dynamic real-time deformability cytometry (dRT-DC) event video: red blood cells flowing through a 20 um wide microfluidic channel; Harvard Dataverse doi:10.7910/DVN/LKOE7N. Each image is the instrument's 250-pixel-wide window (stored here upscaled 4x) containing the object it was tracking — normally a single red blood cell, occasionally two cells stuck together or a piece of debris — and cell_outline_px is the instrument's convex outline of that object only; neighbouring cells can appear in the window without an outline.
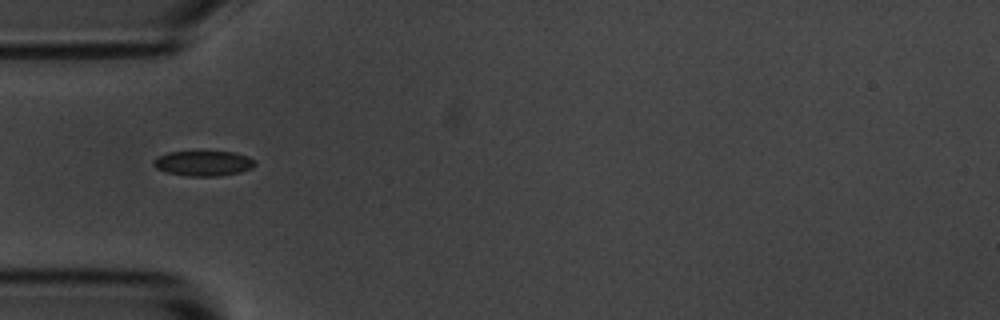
{"species": "common noctule bat (a hibernating species)", "species_latin": "Nyctalus noctula", "temperature_condition": "room temperature", "stored_images_in_passage": 8, "camera_frame_rate_fps": 3000, "um_per_image_px": 0.085, "animal": {"sex": "male", "body_mass_g": 20.1, "forearm_length_mm": 53.5}, "frame": {"image": 1, "passage_image": 4, "time_ms": 3.667, "image_size_px": [1000, 320], "cell_outline_px": [[256, 164], [252, 168], [240, 172], [220, 176], [188, 176], [168, 172], [156, 168], [152, 164], [152, 160], [156, 156], [168, 152], [236, 152], [248, 156], [256, 160]], "centroid_in_image_um": [17.3, 13.88], "position_along_channel_um": 67.7, "area_um2": 14.97}}
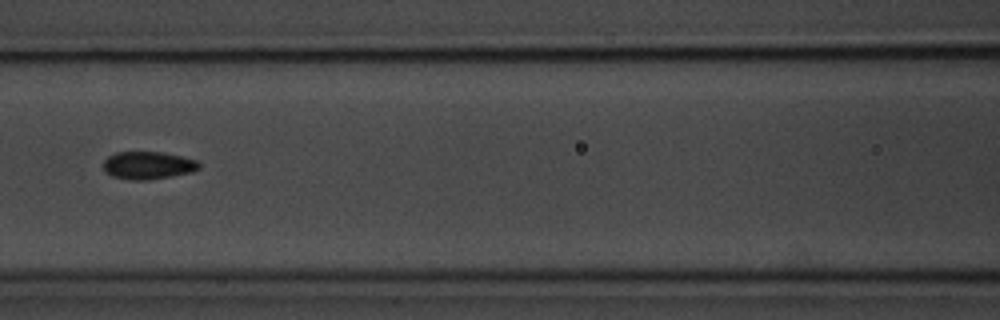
{"frame": {"image": 2, "passage_image": 6, "time_ms": 6.0, "image_size_px": [1000, 320], "cell_outline_px": [[200, 168], [192, 172], [148, 180], [132, 180], [112, 176], [104, 172], [104, 160], [108, 156], [116, 152], [164, 152], [196, 160], [200, 164]], "centroid_in_image_um": [12.57, 14.05], "position_along_channel_um": 154.0, "area_um2": 15.43}}
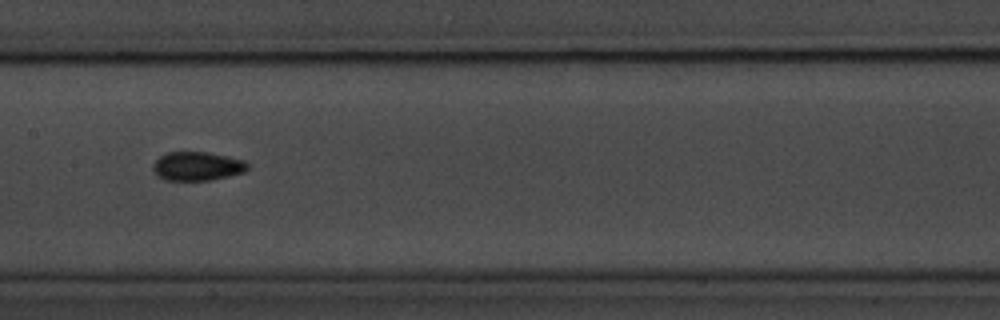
{"frame": {"image": 3, "passage_image": 7, "time_ms": 7.0, "image_size_px": [1000, 320], "cell_outline_px": [[248, 168], [244, 172], [228, 176], [208, 180], [164, 180], [156, 176], [152, 168], [152, 164], [160, 156], [168, 152], [208, 152], [228, 156], [244, 160], [248, 164]], "centroid_in_image_um": [16.74, 14.12], "position_along_channel_um": 190.7, "area_um2": 15.95}}